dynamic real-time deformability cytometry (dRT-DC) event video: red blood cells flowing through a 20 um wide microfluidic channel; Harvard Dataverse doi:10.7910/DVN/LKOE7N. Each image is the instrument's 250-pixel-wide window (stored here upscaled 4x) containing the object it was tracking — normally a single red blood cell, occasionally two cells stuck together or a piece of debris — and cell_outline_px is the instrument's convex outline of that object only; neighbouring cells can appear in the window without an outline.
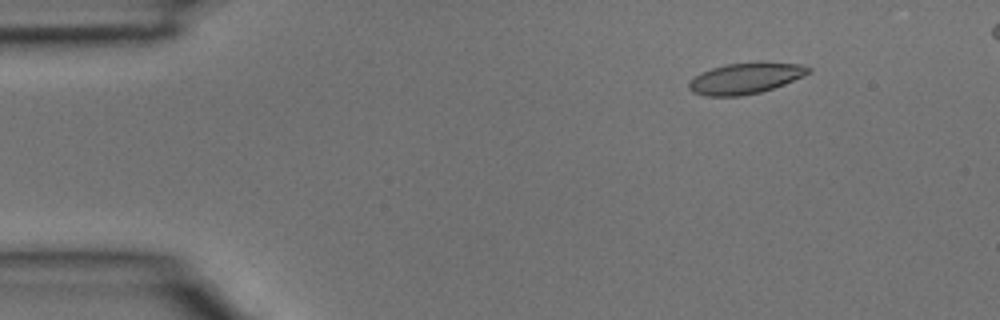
{"species": "common noctule bat (a hibernating species)", "species_latin": "Nyctalus noctula", "temperature_condition": "room temperature", "stored_images_in_passage": 4, "camera_frame_rate_fps": 3000, "um_per_image_px": 0.085, "animal": {"sex": "male", "body_mass_g": 15.6}, "frame": {"image": 1, "passage_image": 2, "time_ms": 0.333, "image_size_px": [1000, 320], "cell_outline_px": [[812, 72], [804, 76], [784, 84], [760, 92], [740, 96], [704, 96], [692, 92], [688, 88], [688, 84], [696, 76], [712, 68], [728, 64], [800, 64], [812, 68]], "centroid_in_image_um": [63.35, 6.7], "position_along_channel_um": 21.6, "area_um2": 20.81}}